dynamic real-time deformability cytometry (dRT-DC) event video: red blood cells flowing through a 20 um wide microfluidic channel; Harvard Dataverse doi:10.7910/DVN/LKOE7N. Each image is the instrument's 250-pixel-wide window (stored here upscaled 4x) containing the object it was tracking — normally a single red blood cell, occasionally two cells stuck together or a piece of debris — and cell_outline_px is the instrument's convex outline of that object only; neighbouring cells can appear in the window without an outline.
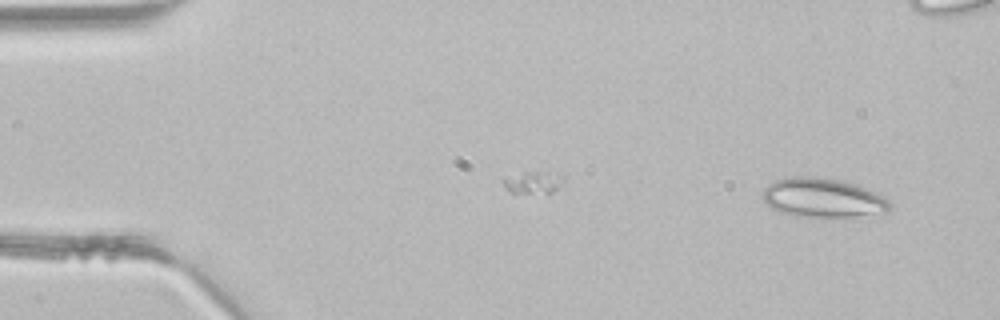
{"species": "common noctule bat (a hibernating species)", "species_latin": "Nyctalus noctula", "temperature_condition": "room temperature", "stored_images_in_passage": 2, "camera_frame_rate_fps": 3000, "um_per_image_px": 0.085, "animal": {"sex": "male", "body_mass_g": 21.5, "forearm_length_mm": 52.0}, "frame": {"image": 1, "passage_image": 2, "time_ms": 0.333, "image_size_px": [1000, 320], "cell_outline_px": [[892, 208], [884, 212], [852, 216], [808, 216], [780, 212], [772, 208], [760, 196], [764, 188], [768, 184], [776, 180], [792, 176], [812, 176], [840, 180], [856, 184], [876, 192], [884, 196], [892, 204]], "centroid_in_image_um": [69.94, 16.78], "position_along_channel_um": 15.1, "area_um2": 28.78}}